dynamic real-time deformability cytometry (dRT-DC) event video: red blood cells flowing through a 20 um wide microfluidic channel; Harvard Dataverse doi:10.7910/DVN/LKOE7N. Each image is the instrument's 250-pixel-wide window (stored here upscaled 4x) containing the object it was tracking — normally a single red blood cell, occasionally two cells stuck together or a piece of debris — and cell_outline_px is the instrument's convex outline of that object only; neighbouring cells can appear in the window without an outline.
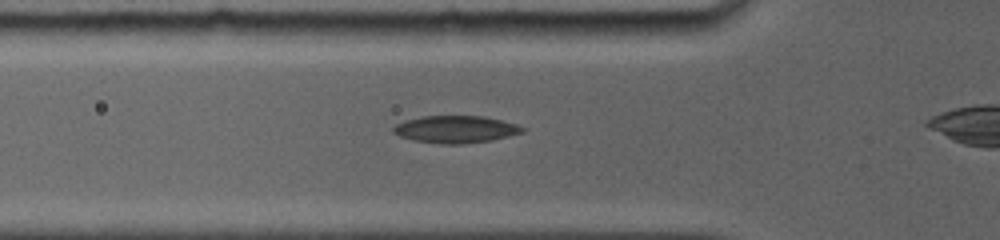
{"species": "common noctule bat (a hibernating species)", "species_latin": "Nyctalus noctula", "temperature_condition": "room temperature", "stored_images_in_passage": 27, "camera_frame_rate_fps": 5000, "um_per_image_px": 0.085, "animal": {"sex": "female", "body_mass_g": 19.0, "forearm_length_mm": 56.7}, "frame": {"image": 1, "passage_image": 2, "time_ms": 0.4, "image_size_px": [1000, 240], "cell_outline_px": [[524, 132], [492, 140], [464, 144], [440, 144], [416, 140], [400, 136], [392, 132], [392, 128], [396, 124], [404, 120], [420, 116], [484, 116], [516, 124], [524, 128]], "centroid_in_image_um": [38.71, 10.99], "position_along_channel_um": 87.1, "area_um2": 20.46}}
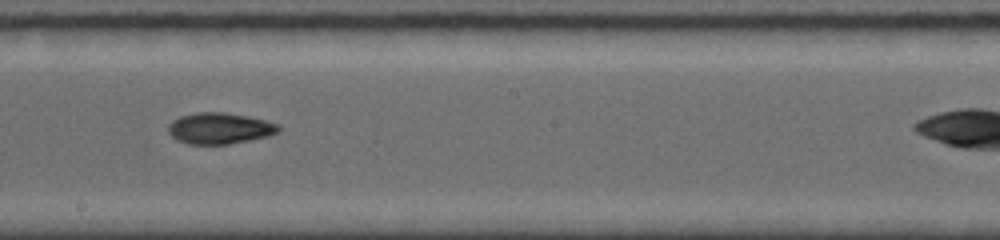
{"frame": {"image": 2, "passage_image": 13, "time_ms": 4.0, "image_size_px": [1000, 240], "cell_outline_px": [[280, 132], [268, 136], [228, 144], [188, 144], [176, 140], [168, 132], [168, 124], [172, 120], [180, 116], [196, 112], [224, 112], [248, 116], [280, 124]], "centroid_in_image_um": [18.66, 10.9], "position_along_channel_um": 229.5, "area_um2": 20.17}}
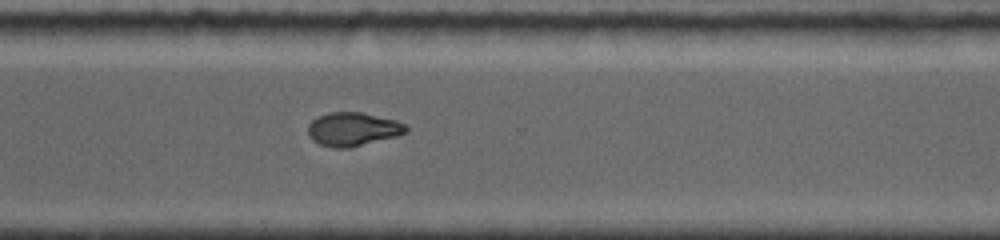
{"frame": {"image": 3, "passage_image": 22, "time_ms": 6.8, "image_size_px": [1000, 240], "cell_outline_px": [[408, 132], [396, 136], [348, 148], [332, 148], [320, 144], [312, 140], [308, 136], [308, 124], [312, 120], [328, 112], [360, 112], [396, 120], [404, 124], [408, 128]], "centroid_in_image_um": [29.97, 10.98], "position_along_channel_um": 340.6, "area_um2": 19.13}}